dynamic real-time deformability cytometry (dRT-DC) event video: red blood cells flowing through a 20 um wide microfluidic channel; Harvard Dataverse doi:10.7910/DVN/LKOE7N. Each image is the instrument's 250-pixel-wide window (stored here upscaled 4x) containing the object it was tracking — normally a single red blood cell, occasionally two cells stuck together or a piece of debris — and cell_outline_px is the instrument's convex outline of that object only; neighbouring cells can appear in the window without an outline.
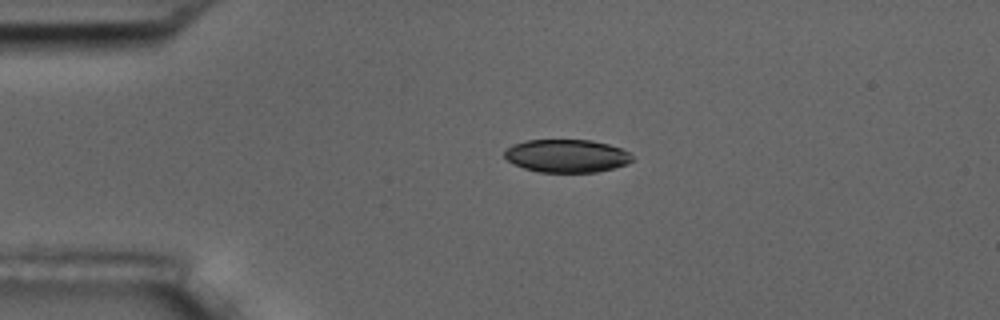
{"species": "common noctule bat (a hibernating species)", "species_latin": "Nyctalus noctula", "temperature_condition": "room temperature", "stored_images_in_passage": 3, "camera_frame_rate_fps": 3000, "um_per_image_px": 0.085, "animal": {"sex": "male", "body_mass_g": 17.5, "forearm_length_mm": 52.3}, "frame": {"image": 1, "passage_image": 1, "time_ms": 0.0, "image_size_px": [1000, 320], "cell_outline_px": [[636, 160], [628, 164], [596, 172], [540, 172], [524, 168], [512, 164], [504, 156], [504, 148], [512, 144], [524, 140], [592, 140], [608, 144], [620, 148], [628, 152]], "centroid_in_image_um": [48.15, 13.24], "position_along_channel_um": 36.9, "area_um2": 24.8}}
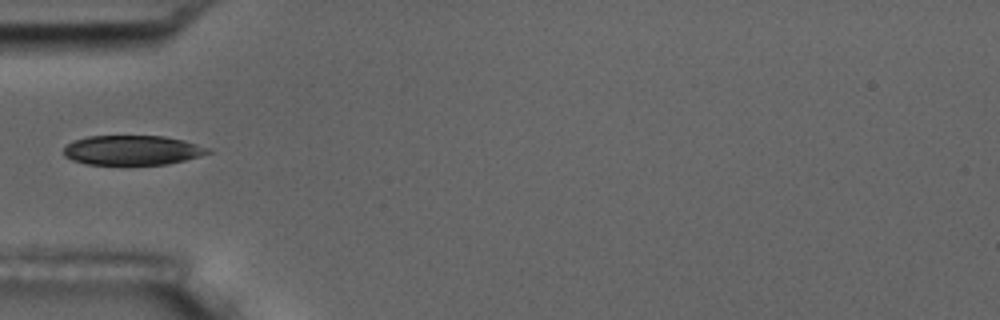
{"frame": {"image": 2, "passage_image": 3, "time_ms": 0.667, "image_size_px": [1000, 320], "cell_outline_px": [[212, 152], [200, 156], [168, 164], [88, 164], [72, 160], [64, 156], [64, 148], [72, 140], [88, 136], [164, 136], [184, 140], [212, 148]], "centroid_in_image_um": [11.27, 12.76], "position_along_channel_um": 73.7, "area_um2": 24.97}}